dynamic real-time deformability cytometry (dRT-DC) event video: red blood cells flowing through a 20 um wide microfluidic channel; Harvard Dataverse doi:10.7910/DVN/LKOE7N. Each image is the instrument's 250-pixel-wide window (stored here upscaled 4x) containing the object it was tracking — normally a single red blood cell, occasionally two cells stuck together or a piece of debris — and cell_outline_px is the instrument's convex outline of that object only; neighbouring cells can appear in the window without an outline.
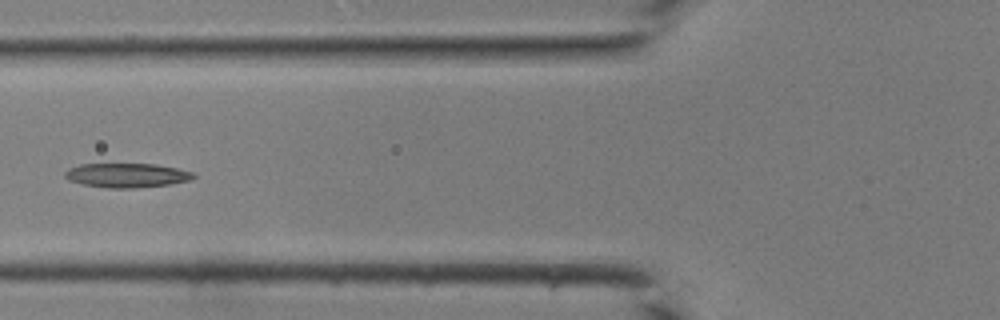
{"species": "common noctule bat (a hibernating species)", "species_latin": "Nyctalus noctula", "temperature_condition": "room temperature", "stored_images_in_passage": 13, "camera_frame_rate_fps": 3000, "um_per_image_px": 0.085, "animal": {"sex": "male", "body_mass_g": 19.0, "forearm_length_mm": 50.8}, "frame": {"image": 1, "passage_image": 6, "time_ms": 1.667, "image_size_px": [1000, 320], "cell_outline_px": [[196, 176], [188, 180], [168, 184], [136, 188], [108, 188], [84, 184], [68, 180], [64, 176], [64, 172], [68, 168], [80, 164], [156, 164], [176, 168], [192, 172]], "centroid_in_image_um": [10.73, 14.89], "position_along_channel_um": 115.1, "area_um2": 18.03}}
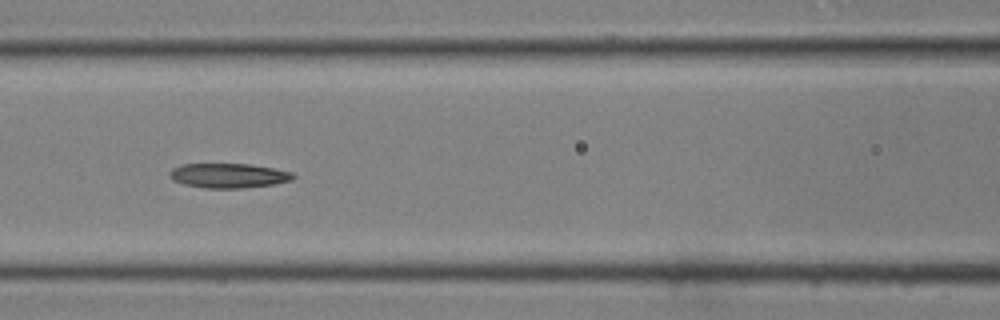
{"frame": {"image": 2, "passage_image": 8, "time_ms": 2.333, "image_size_px": [1000, 320], "cell_outline_px": [[296, 176], [292, 180], [276, 184], [240, 188], [204, 188], [184, 184], [172, 180], [168, 176], [168, 172], [172, 168], [184, 164], [248, 164], [272, 168], [292, 172]], "centroid_in_image_um": [19.4, 14.93], "position_along_channel_um": 147.2, "area_um2": 17.74}}
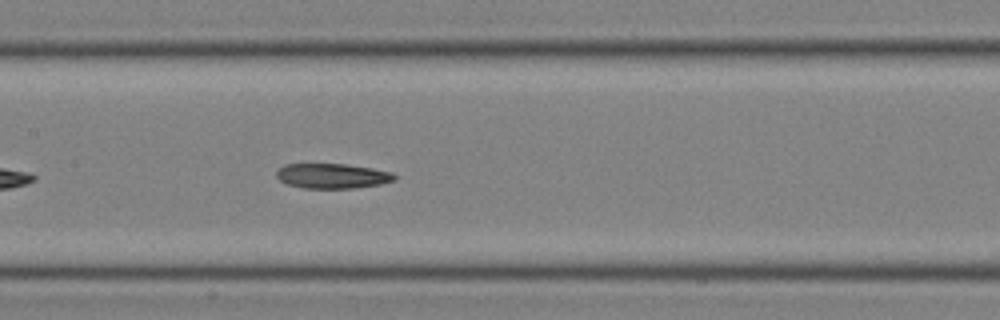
{"frame": {"image": 3, "passage_image": 10, "time_ms": 3.0, "image_size_px": [1000, 320], "cell_outline_px": [[396, 180], [380, 184], [352, 188], [304, 188], [288, 184], [280, 180], [276, 176], [276, 172], [284, 164], [344, 164], [372, 168], [392, 172], [396, 176]], "centroid_in_image_um": [28.26, 14.95], "position_along_channel_um": 179.1, "area_um2": 17.05}}